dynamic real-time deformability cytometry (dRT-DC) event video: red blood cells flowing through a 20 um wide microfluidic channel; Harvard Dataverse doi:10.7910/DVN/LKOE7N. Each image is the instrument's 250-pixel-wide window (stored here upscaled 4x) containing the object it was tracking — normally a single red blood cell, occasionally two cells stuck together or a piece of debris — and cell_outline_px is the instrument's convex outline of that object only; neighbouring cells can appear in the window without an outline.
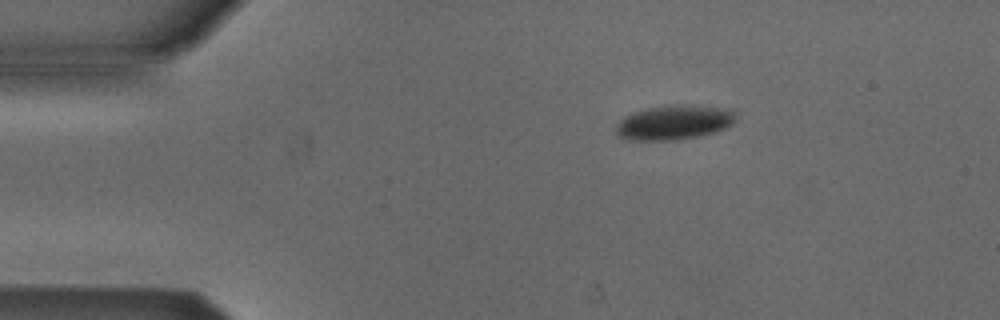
{"species": "Egyptian fruit bat (a non-hibernating species)", "species_latin": "Rousettus aegyptiacus", "temperature_condition": "cold", "stored_images_in_passage": 7, "camera_frame_rate_fps": 3000, "um_per_image_px": 0.085, "animal": {"sex": "male"}, "frame": {"image": 1, "passage_image": 2, "time_ms": 0.333, "image_size_px": [1000, 320], "cell_outline_px": [[736, 120], [732, 124], [724, 128], [712, 132], [696, 136], [672, 140], [628, 140], [620, 136], [616, 132], [616, 124], [624, 116], [632, 112], [648, 108], [672, 104], [684, 104], [728, 108], [736, 116]], "centroid_in_image_um": [57.27, 10.38], "position_along_channel_um": 27.7, "area_um2": 24.04}}
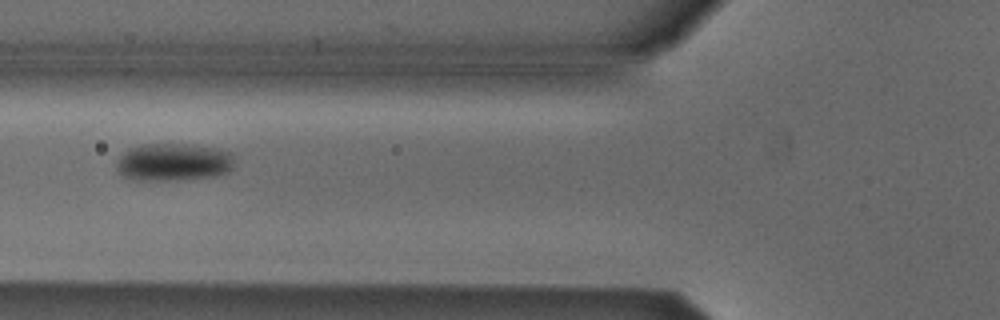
{"frame": {"image": 2, "passage_image": 5, "time_ms": 1.333, "image_size_px": [1000, 320], "cell_outline_px": [[232, 168], [228, 172], [216, 176], [180, 180], [132, 180], [124, 176], [116, 168], [116, 164], [120, 156], [128, 148], [144, 144], [184, 144], [216, 148], [232, 152]], "centroid_in_image_um": [14.73, 13.78], "position_along_channel_um": 111.1, "area_um2": 25.95}}
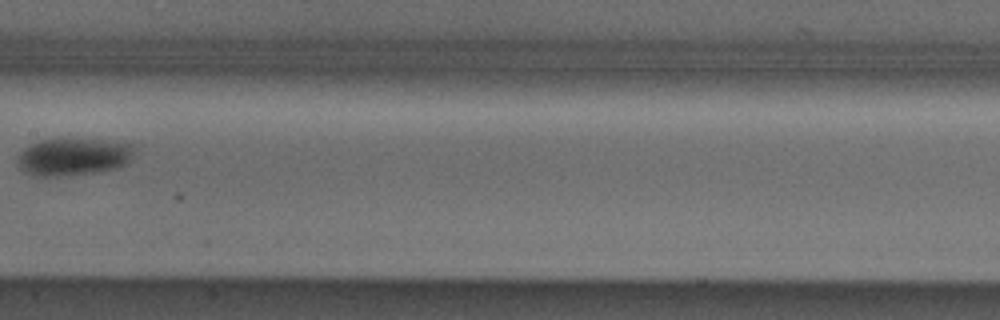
{"frame": {"image": 3, "passage_image": 7, "time_ms": 2.0, "image_size_px": [1000, 320], "cell_outline_px": [[136, 144], [132, 156], [128, 164], [116, 168], [96, 172], [68, 176], [36, 176], [24, 172], [20, 168], [16, 160], [16, 156], [24, 148], [40, 140], [120, 140]], "centroid_in_image_um": [6.28, 13.33], "position_along_channel_um": 201.1, "area_um2": 25.78}}